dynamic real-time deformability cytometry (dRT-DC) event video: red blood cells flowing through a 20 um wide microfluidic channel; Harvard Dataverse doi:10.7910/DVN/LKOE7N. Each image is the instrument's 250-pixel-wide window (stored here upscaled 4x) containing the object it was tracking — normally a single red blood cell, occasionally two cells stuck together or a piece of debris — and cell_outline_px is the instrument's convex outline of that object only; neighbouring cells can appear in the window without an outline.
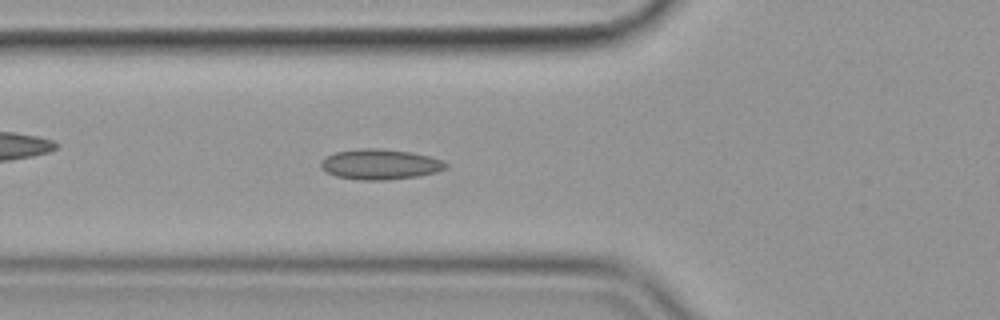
{"species": "common noctule bat (a hibernating species)", "species_latin": "Nyctalus noctula", "temperature_condition": "cold", "stored_images_in_passage": 45, "camera_frame_rate_fps": 3000, "um_per_image_px": 0.085, "animal": {"sex": "female", "body_mass_g": 19.9}, "frame": {"image": 1, "passage_image": 9, "time_ms": 2.667, "image_size_px": [1000, 320], "cell_outline_px": [[448, 168], [436, 172], [416, 176], [388, 180], [360, 180], [336, 176], [320, 168], [320, 160], [324, 156], [336, 152], [360, 148], [376, 148], [412, 152], [444, 160], [448, 164]], "centroid_in_image_um": [32.3, 13.96], "position_along_channel_um": 93.5, "area_um2": 22.25}}
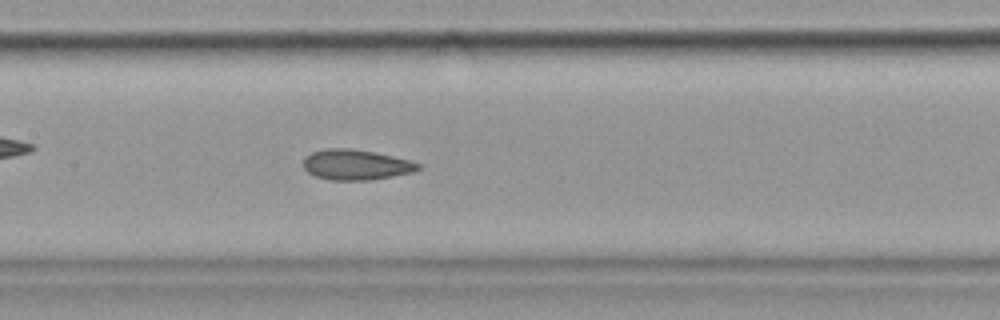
{"frame": {"image": 2, "passage_image": 16, "time_ms": 5.0, "image_size_px": [1000, 320], "cell_outline_px": [[420, 168], [412, 172], [392, 176], [368, 180], [328, 180], [316, 176], [308, 172], [304, 168], [304, 156], [312, 152], [324, 148], [352, 148], [392, 156], [408, 160], [420, 164]], "centroid_in_image_um": [30.21, 14.0], "position_along_channel_um": 177.2, "area_um2": 20.17}}
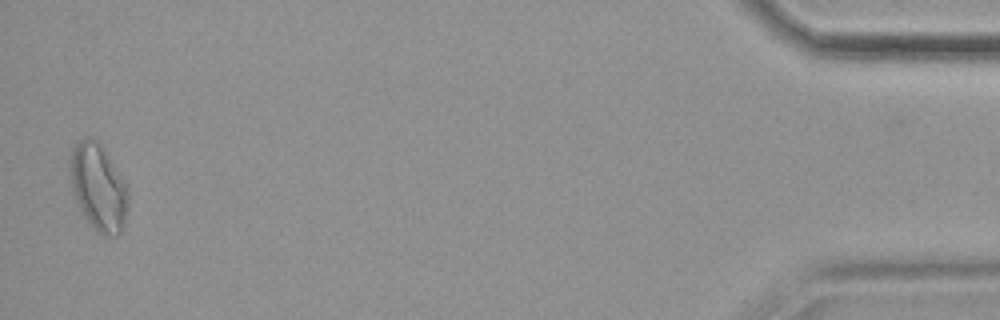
{"frame": {"image": 3, "passage_image": 44, "time_ms": 14.333, "image_size_px": [1000, 320], "cell_outline_px": [[128, 204], [124, 228], [120, 236], [104, 236], [96, 232], [84, 216], [76, 204], [72, 192], [68, 176], [68, 160], [72, 148], [84, 136], [88, 136], [100, 144], [128, 184]], "centroid_in_image_um": [8.34, 15.95], "position_along_channel_um": 426.9, "area_um2": 30.35}, "authors_computed_cell_mechanics": {"area_um2": 21.386, "velocity_mm_per_s": 3.5747, "shape_relaxation_time_tau1_ms": null, "shape_relaxation_time_tau2_ms": 2.2406, "deformation_change_tau1": null, "deformation_change_tau2": 0.0829}}